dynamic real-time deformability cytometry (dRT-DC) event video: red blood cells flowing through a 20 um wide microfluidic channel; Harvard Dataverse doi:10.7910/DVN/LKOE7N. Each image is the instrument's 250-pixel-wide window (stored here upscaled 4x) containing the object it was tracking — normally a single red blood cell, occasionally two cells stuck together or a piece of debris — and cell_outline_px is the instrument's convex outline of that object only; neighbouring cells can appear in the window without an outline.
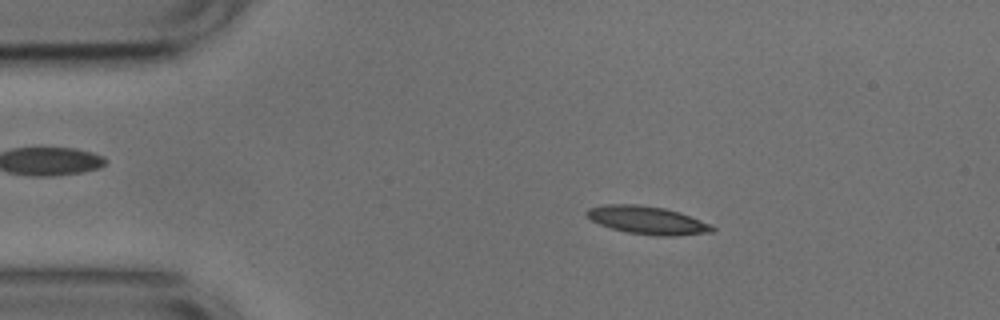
{"species": "common noctule bat (a hibernating species)", "species_latin": "Nyctalus noctula", "temperature_condition": "cold", "stored_images_in_passage": 20, "camera_frame_rate_fps": 3000, "um_per_image_px": 0.085, "animal": {"sex": "male", "body_mass_g": 17.9, "forearm_length_mm": 54.2}, "frame": {"image": 1, "passage_image": 8, "time_ms": 2.333, "image_size_px": [1000, 320], "cell_outline_px": [[716, 228], [712, 232], [672, 236], [656, 236], [628, 232], [612, 228], [600, 224], [592, 220], [584, 212], [588, 208], [604, 204], [636, 204], [664, 208], [680, 212], [712, 224]], "centroid_in_image_um": [55.05, 18.71], "position_along_channel_um": 30.0, "area_um2": 20.46}}